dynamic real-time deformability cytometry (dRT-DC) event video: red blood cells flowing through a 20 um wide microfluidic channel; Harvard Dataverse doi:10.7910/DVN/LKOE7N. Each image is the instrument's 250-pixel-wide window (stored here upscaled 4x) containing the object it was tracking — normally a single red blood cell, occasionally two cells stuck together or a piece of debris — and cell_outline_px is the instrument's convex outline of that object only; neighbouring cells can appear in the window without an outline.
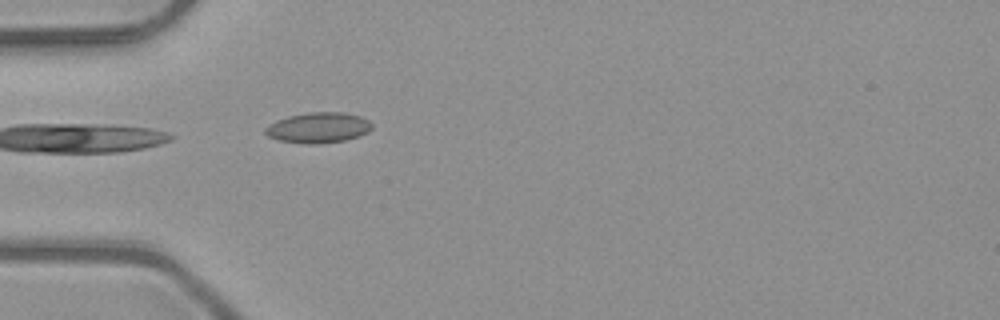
{"species": "common noctule bat (a hibernating species)", "species_latin": "Nyctalus noctula", "temperature_condition": "room temperature", "stored_images_in_passage": 1, "camera_frame_rate_fps": 3000, "um_per_image_px": 0.085, "animal": {"sex": "male", "body_mass_g": 23.1, "forearm_length_mm": 52.7}, "frame": {"image": 1, "passage_image": 1, "time_ms": 0.0, "image_size_px": [1000, 320], "cell_outline_px": [[372, 128], [368, 132], [360, 136], [344, 140], [316, 144], [308, 144], [280, 140], [268, 136], [264, 132], [264, 128], [276, 120], [288, 116], [308, 112], [344, 112], [360, 116], [368, 120], [372, 124]], "centroid_in_image_um": [27.07, 10.84], "position_along_channel_um": 57.9, "area_um2": 18.96}}